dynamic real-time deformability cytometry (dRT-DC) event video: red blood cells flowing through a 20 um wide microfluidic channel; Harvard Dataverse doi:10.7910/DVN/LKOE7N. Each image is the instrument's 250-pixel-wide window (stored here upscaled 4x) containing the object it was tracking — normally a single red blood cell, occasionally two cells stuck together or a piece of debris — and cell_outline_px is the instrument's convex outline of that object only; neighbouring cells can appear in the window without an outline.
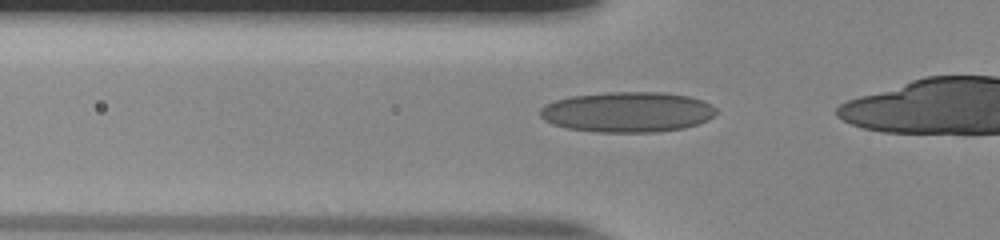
{"species": "human", "species_latin": "Homo sapiens", "temperature_condition": "room temperature", "stored_images_in_passage": 32, "camera_frame_rate_fps": 3000, "um_per_image_px": 0.085, "donor": {"sex": "male"}, "frame": {"image": 1, "passage_image": 4, "time_ms": 1.0, "image_size_px": [1000, 240], "cell_outline_px": [[716, 112], [708, 120], [684, 128], [656, 132], [596, 132], [568, 128], [552, 124], [544, 120], [540, 116], [540, 108], [544, 104], [568, 96], [608, 92], [664, 92], [688, 96], [712, 104], [716, 108]], "centroid_in_image_um": [53.31, 9.52], "position_along_channel_um": 72.5, "area_um2": 41.56}}
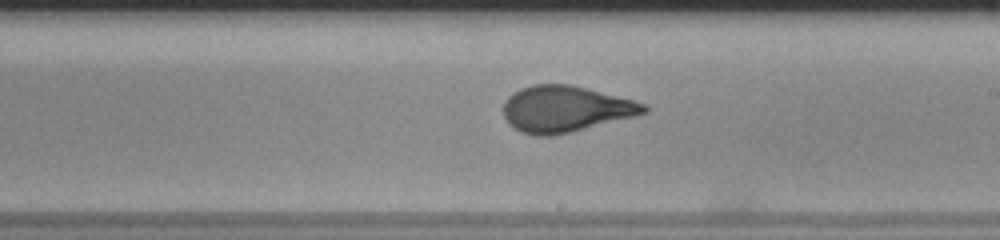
{"frame": {"image": 2, "passage_image": 17, "time_ms": 5.333, "image_size_px": [1000, 240], "cell_outline_px": [[648, 112], [552, 136], [536, 136], [520, 132], [512, 128], [508, 124], [504, 116], [504, 104], [508, 96], [512, 92], [520, 88], [532, 84], [568, 84], [588, 88], [632, 100], [644, 104], [648, 108]], "centroid_in_image_um": [47.98, 9.25], "position_along_channel_um": 241.0, "area_um2": 37.51}}
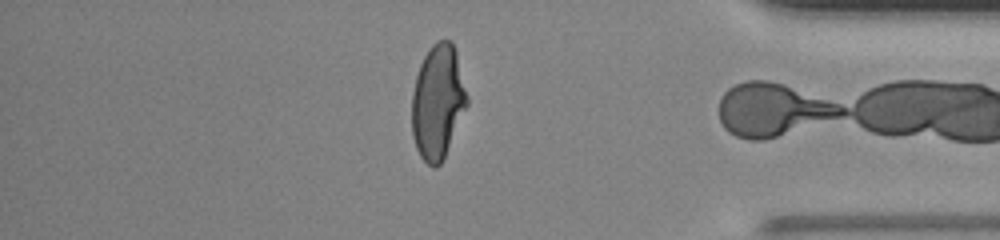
{"frame": {"image": 3, "passage_image": 31, "time_ms": 10.0, "image_size_px": [1000, 240], "cell_outline_px": [[468, 104], [444, 160], [436, 168], [432, 168], [420, 156], [416, 148], [412, 136], [412, 92], [416, 76], [420, 64], [428, 48], [436, 40], [452, 40], [456, 52], [468, 96]], "centroid_in_image_um": [37.21, 8.68], "position_along_channel_um": 398.0, "area_um2": 37.17}, "authors_computed_cell_mechanics": {"area_um2": 37.5122, "velocity_mm_per_s": 3.8847, "shape_relaxation_time_tau1_ms": 6.8342, "shape_relaxation_time_tau2_ms": null, "deformation_change_tau1": 0.225, "deformation_change_tau2": null}}